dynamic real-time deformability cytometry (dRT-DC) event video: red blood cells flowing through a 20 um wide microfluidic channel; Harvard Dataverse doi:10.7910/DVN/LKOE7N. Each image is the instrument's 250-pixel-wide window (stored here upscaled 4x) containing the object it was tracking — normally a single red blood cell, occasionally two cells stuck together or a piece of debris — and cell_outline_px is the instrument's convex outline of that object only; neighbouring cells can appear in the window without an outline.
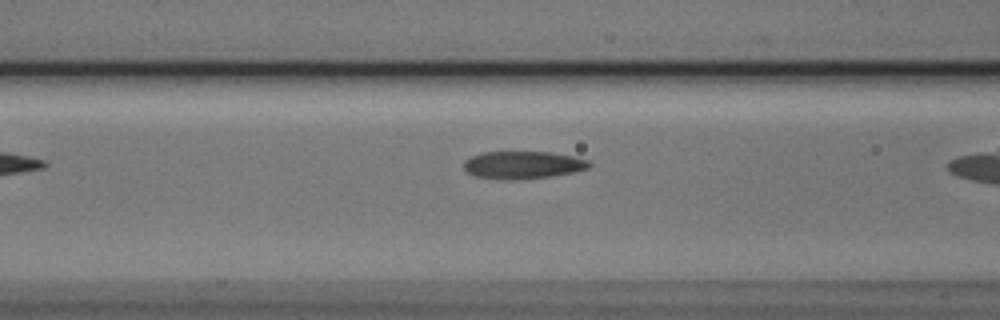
{"species": "Egyptian fruit bat (a non-hibernating species)", "species_latin": "Rousettus aegyptiacus", "temperature_condition": "cold", "stored_images_in_passage": 6, "camera_frame_rate_fps": 3000, "um_per_image_px": 0.085, "animal": {"sex": "male"}, "frame": {"image": 1, "passage_image": 4, "time_ms": 1.0, "image_size_px": [1000, 320], "cell_outline_px": [[592, 164], [588, 168], [576, 172], [552, 176], [512, 180], [476, 176], [468, 172], [464, 168], [464, 160], [480, 152], [552, 152], [572, 156], [588, 160]], "centroid_in_image_um": [44.47, 14.01], "position_along_channel_um": 122.1, "area_um2": 20.11}}